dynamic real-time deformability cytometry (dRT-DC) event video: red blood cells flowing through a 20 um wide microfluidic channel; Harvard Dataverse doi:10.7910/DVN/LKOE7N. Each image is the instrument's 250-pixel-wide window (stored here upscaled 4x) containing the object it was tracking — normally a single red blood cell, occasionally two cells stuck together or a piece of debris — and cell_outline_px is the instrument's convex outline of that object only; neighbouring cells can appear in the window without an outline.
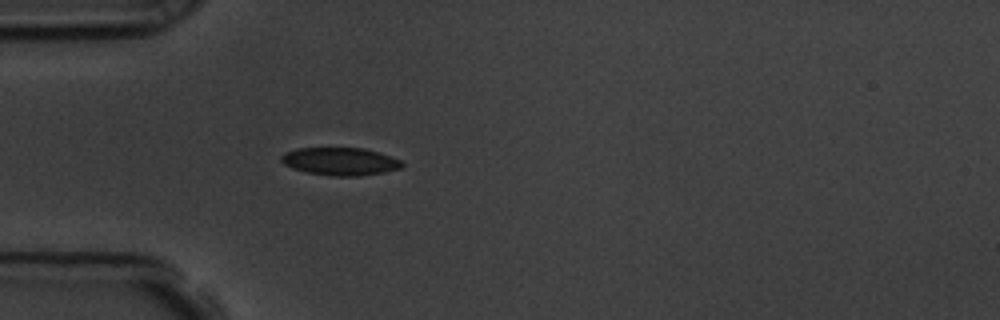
{"species": "common noctule bat (a hibernating species)", "species_latin": "Nyctalus noctula", "temperature_condition": "room temperature", "stored_images_in_passage": 41, "camera_frame_rate_fps": 3000, "um_per_image_px": 0.085, "animal": {"sex": "male", "body_mass_g": 19.5, "forearm_length_mm": 54.6}, "frame": {"image": 1, "passage_image": 1, "time_ms": 0.0, "image_size_px": [1000, 320], "cell_outline_px": [[404, 164], [400, 168], [384, 172], [360, 176], [336, 176], [308, 172], [292, 168], [284, 164], [280, 160], [280, 156], [284, 152], [296, 148], [364, 148], [380, 152], [400, 160]], "centroid_in_image_um": [28.9, 13.71], "position_along_channel_um": 56.1, "area_um2": 19.54}}
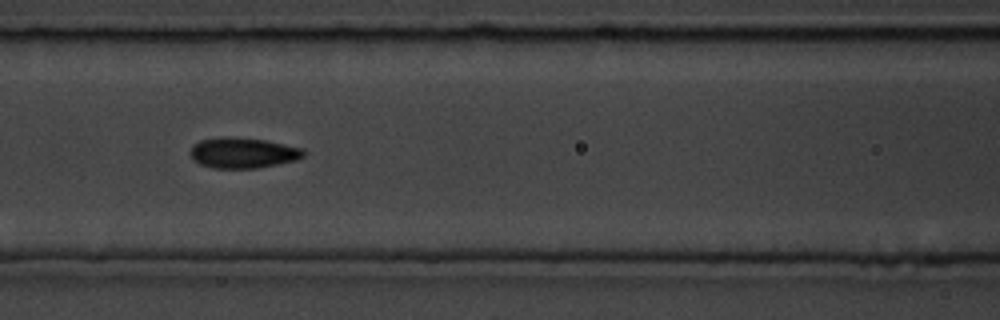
{"frame": {"image": 2, "passage_image": 9, "time_ms": 2.667, "image_size_px": [1000, 320], "cell_outline_px": [[304, 156], [296, 160], [256, 168], [212, 168], [200, 164], [192, 160], [188, 152], [192, 144], [200, 140], [220, 136], [232, 136], [264, 140], [304, 148]], "centroid_in_image_um": [20.58, 12.98], "position_along_channel_um": 146.0, "area_um2": 20.46}}
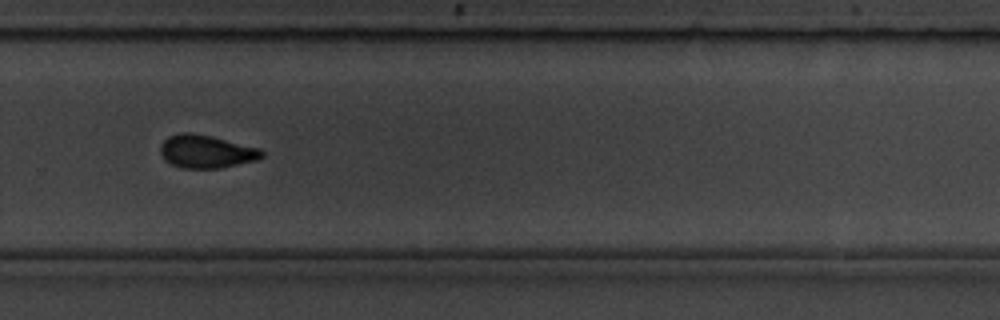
{"frame": {"image": 3, "passage_image": 23, "time_ms": 7.333, "image_size_px": [1000, 320], "cell_outline_px": [[264, 156], [256, 160], [220, 168], [180, 168], [164, 160], [160, 152], [160, 144], [168, 136], [180, 132], [192, 132], [212, 136], [260, 148], [264, 152]], "centroid_in_image_um": [17.51, 12.87], "position_along_channel_um": 312.3, "area_um2": 19.71}, "authors_computed_cell_mechanics": {"area_um2": 19.652, "velocity_mm_per_s": 3.578, "shape_relaxation_time_tau1_ms": 5.8222, "shape_relaxation_time_tau2_ms": 2.2039, "deformation_change_tau1": 0.1231, "deformation_change_tau2": 0.0656}}